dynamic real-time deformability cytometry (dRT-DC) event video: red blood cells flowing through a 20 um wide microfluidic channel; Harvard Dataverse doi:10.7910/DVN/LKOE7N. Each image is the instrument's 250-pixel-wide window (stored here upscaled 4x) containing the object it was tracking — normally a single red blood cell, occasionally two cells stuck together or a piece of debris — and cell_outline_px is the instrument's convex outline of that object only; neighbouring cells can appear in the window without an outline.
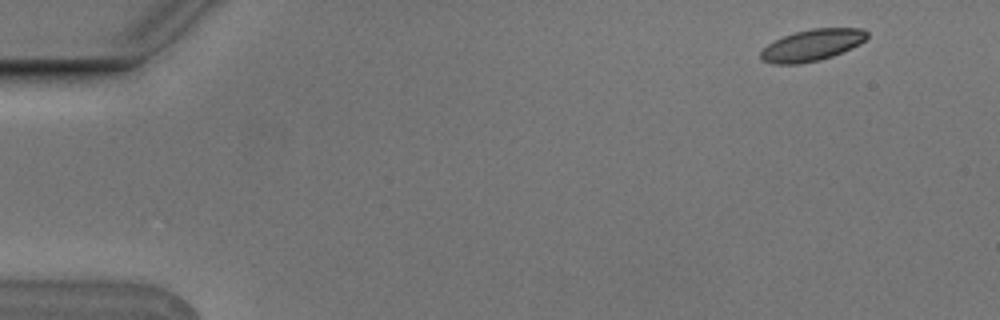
{"species": "Egyptian fruit bat (a non-hibernating species)", "species_latin": "Rousettus aegyptiacus", "temperature_condition": "cold", "stored_images_in_passage": 4, "camera_frame_rate_fps": 3000, "um_per_image_px": 0.085, "animal": {"sex": "male"}, "frame": {"image": 1, "passage_image": 1, "time_ms": 0.0, "image_size_px": [1000, 320], "cell_outline_px": [[868, 36], [860, 44], [832, 56], [820, 60], [800, 64], [772, 64], [764, 60], [760, 56], [760, 52], [768, 44], [784, 36], [796, 32], [812, 28], [860, 28], [868, 32]], "centroid_in_image_um": [69.03, 3.84], "position_along_channel_um": 16.0, "area_um2": 19.36}}